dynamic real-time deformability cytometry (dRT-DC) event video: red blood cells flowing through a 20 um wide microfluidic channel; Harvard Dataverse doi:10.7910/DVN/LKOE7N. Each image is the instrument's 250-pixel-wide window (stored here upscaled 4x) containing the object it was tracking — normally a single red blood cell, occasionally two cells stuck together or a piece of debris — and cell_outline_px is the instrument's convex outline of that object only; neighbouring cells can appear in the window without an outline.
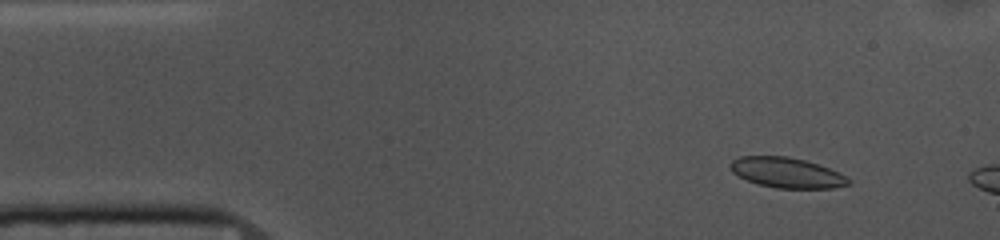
{"species": "common noctule bat (a hibernating species)", "species_latin": "Nyctalus noctula", "temperature_condition": "cold", "stored_images_in_passage": 8, "camera_frame_rate_fps": 3000, "um_per_image_px": 0.085, "animal": {"sex": "female", "body_mass_g": 10.0, "forearm_length_mm": 53.1}, "frame": {"image": 1, "passage_image": 4, "time_ms": 1.0, "image_size_px": [1000, 240], "cell_outline_px": [[852, 184], [832, 188], [776, 188], [760, 184], [748, 180], [732, 172], [728, 164], [732, 160], [740, 156], [788, 156], [804, 160], [828, 168], [852, 180]], "centroid_in_image_um": [66.86, 14.67], "position_along_channel_um": 18.1, "area_um2": 20.63}}